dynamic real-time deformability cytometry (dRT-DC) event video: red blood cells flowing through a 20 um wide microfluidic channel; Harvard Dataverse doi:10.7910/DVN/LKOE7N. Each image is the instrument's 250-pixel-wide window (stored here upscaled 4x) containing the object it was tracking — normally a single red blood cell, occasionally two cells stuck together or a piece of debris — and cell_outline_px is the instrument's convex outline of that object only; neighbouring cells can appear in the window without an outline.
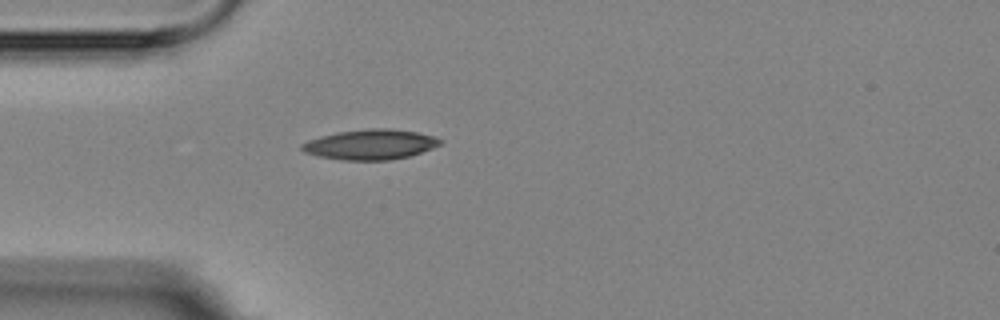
{"species": "Egyptian fruit bat (a non-hibernating species)", "species_latin": "Rousettus aegyptiacus", "temperature_condition": "room temperature", "stored_images_in_passage": 4, "camera_frame_rate_fps": 3000, "um_per_image_px": 0.085, "animal": {"sex": "female"}, "frame": {"image": 1, "passage_image": 4, "time_ms": 4.333, "image_size_px": [1000, 320], "cell_outline_px": [[444, 140], [440, 144], [432, 148], [408, 156], [392, 160], [340, 160], [316, 156], [304, 152], [300, 148], [300, 144], [308, 140], [320, 136], [336, 132], [368, 128], [392, 128], [416, 132], [436, 136]], "centroid_in_image_um": [31.46, 12.27], "position_along_channel_um": 53.5, "area_um2": 24.57}}